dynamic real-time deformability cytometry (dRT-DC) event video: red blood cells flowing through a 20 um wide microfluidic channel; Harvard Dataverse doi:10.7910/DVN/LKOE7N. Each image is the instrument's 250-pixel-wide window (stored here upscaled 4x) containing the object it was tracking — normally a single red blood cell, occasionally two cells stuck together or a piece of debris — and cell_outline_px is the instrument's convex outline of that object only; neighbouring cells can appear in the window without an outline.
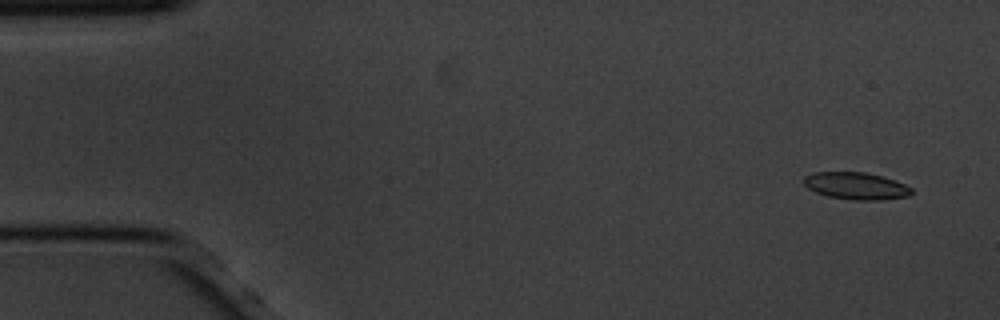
{"species": "common noctule bat (a hibernating species)", "species_latin": "Nyctalus noctula", "temperature_condition": "cold", "stored_images_in_passage": 56, "camera_frame_rate_fps": 3000, "um_per_image_px": 0.085, "animal": {"sex": "male", "body_mass_g": 20.1, "forearm_length_mm": 53.5}, "frame": {"image": 1, "passage_image": 1, "time_ms": 0.0, "image_size_px": [1000, 320], "cell_outline_px": [[912, 192], [908, 196], [880, 200], [852, 200], [828, 196], [816, 192], [808, 188], [804, 184], [804, 176], [812, 172], [864, 172], [896, 180], [912, 188]], "centroid_in_image_um": [72.75, 15.8], "position_along_channel_um": 12.2, "area_um2": 16.99}}
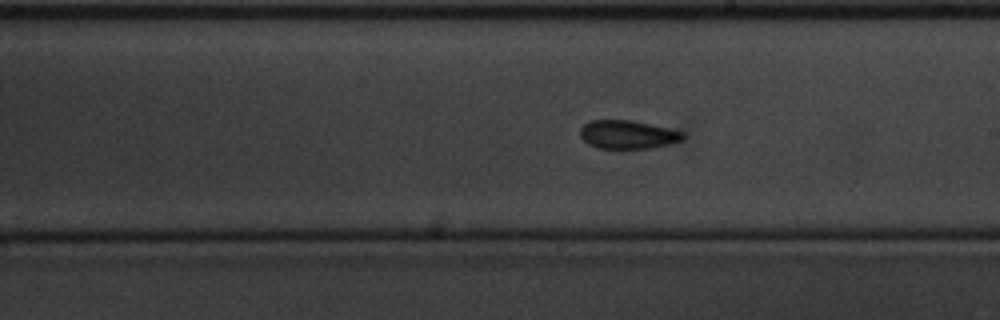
{"frame": {"image": 2, "passage_image": 30, "time_ms": 9.667, "image_size_px": [1000, 320], "cell_outline_px": [[684, 140], [648, 148], [596, 148], [588, 144], [580, 136], [580, 128], [588, 120], [632, 120], [668, 128], [684, 132]], "centroid_in_image_um": [53.32, 11.43], "position_along_channel_um": 235.7, "area_um2": 16.99}}
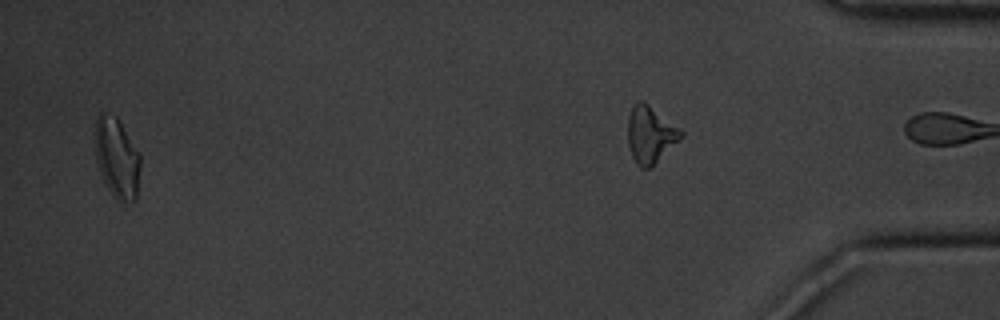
{"frame": {"image": 3, "passage_image": 54, "time_ms": 17.667, "image_size_px": [1000, 320], "cell_outline_px": [[140, 168], [136, 200], [120, 204], [112, 196], [100, 172], [96, 160], [96, 120], [100, 112], [116, 116], [140, 152]], "centroid_in_image_um": [9.97, 13.47], "position_along_channel_um": 425.2, "area_um2": 21.21}, "authors_computed_cell_mechanics": {"area_um2": 17.3978, "velocity_mm_per_s": 3.4459, "shape_relaxation_time_tau1_ms": 7.6955, "shape_relaxation_time_tau2_ms": 4.2111, "deformation_change_tau1": 0.1506, "deformation_change_tau2": 0.1039}}